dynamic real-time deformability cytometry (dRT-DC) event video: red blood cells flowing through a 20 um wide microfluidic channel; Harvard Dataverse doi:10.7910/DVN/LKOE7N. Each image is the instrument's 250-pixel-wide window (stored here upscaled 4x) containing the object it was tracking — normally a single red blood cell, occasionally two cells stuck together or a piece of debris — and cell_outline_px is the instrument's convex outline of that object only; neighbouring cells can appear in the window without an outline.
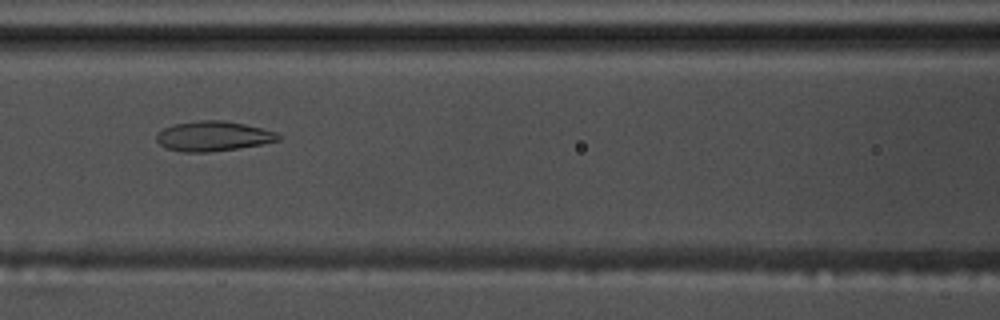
{"species": "common noctule bat (a hibernating species)", "species_latin": "Nyctalus noctula", "temperature_condition": "warm", "stored_images_in_passage": 52, "camera_frame_rate_fps": 3000, "um_per_image_px": 0.085, "animal": {"sex": "male", "body_mass_g": 17.5, "forearm_length_mm": 52.3}, "frame": {"image": 1, "passage_image": 22, "time_ms": 7.0, "image_size_px": [1000, 320], "cell_outline_px": [[280, 140], [260, 144], [236, 148], [208, 152], [180, 152], [168, 148], [160, 144], [156, 140], [156, 136], [164, 128], [172, 124], [200, 120], [224, 120], [244, 124], [276, 132], [280, 136]], "centroid_in_image_um": [18.09, 11.57], "position_along_channel_um": 148.5, "area_um2": 20.98}}
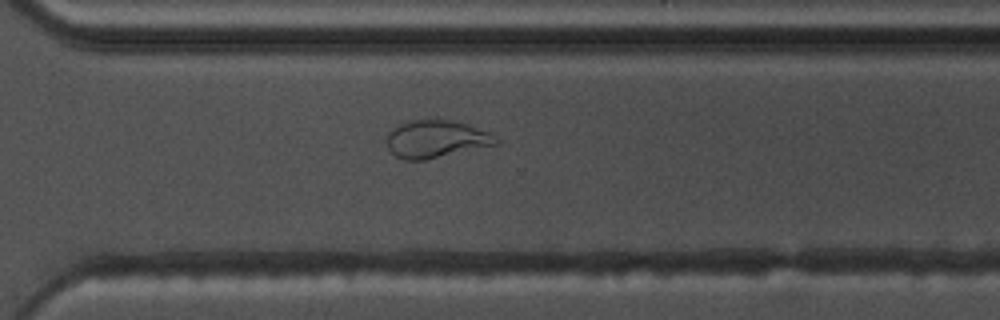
{"frame": {"image": 2, "passage_image": 37, "time_ms": 12.0, "image_size_px": [1000, 320], "cell_outline_px": [[496, 144], [424, 160], [404, 160], [396, 156], [388, 148], [388, 136], [392, 128], [408, 120], [452, 120], [468, 124], [492, 132], [496, 136]], "centroid_in_image_um": [37.07, 11.81], "position_along_channel_um": 333.5, "area_um2": 23.64}}
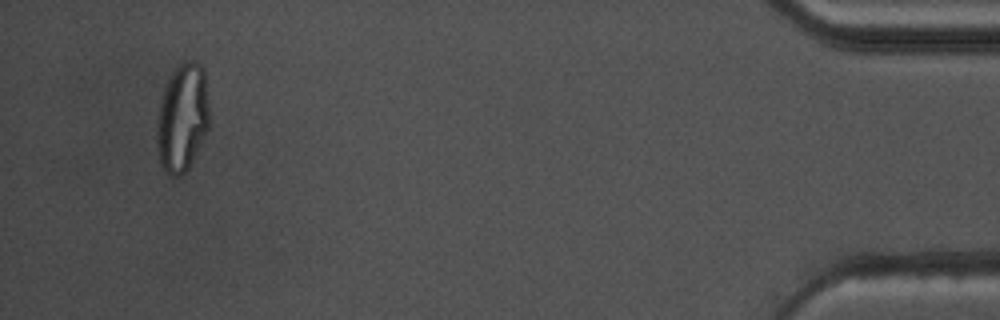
{"frame": {"image": 3, "passage_image": 50, "time_ms": 16.333, "image_size_px": [1000, 320], "cell_outline_px": [[208, 128], [184, 176], [172, 176], [164, 172], [160, 168], [156, 148], [156, 132], [160, 100], [164, 84], [172, 72], [184, 60], [192, 60], [200, 64], [204, 68], [208, 100]], "centroid_in_image_um": [15.46, 10.02], "position_along_channel_um": 419.7, "area_um2": 33.52}, "authors_computed_cell_mechanics": {"area_um2": 25.5187, "velocity_mm_per_s": 3.7114, "shape_relaxation_time_tau1_ms": null, "shape_relaxation_time_tau2_ms": 1.5094, "deformation_change_tau1": null, "deformation_change_tau2": 0.076}}